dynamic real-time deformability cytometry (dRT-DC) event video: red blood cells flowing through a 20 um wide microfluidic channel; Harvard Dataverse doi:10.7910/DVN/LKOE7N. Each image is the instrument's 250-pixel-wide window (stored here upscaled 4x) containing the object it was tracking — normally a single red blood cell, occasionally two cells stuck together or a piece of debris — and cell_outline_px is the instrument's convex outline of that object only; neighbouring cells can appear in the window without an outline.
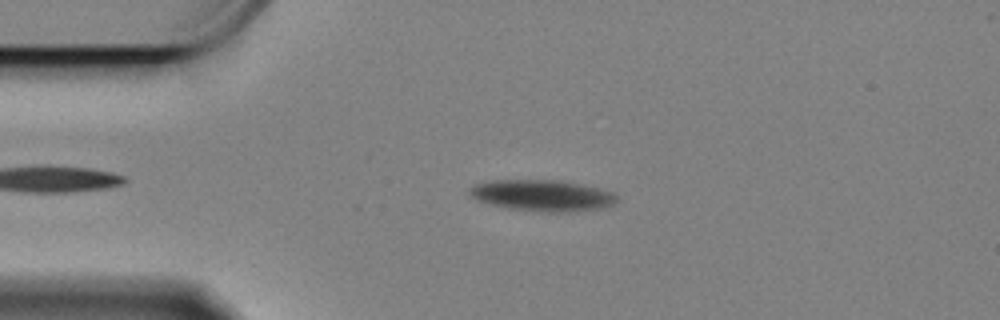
{"species": "Egyptian fruit bat (a non-hibernating species)", "species_latin": "Rousettus aegyptiacus", "temperature_condition": "cold", "stored_images_in_passage": 57, "camera_frame_rate_fps": 3000, "um_per_image_px": 0.085, "animal": {"sex": "female"}, "frame": {"image": 1, "passage_image": 10, "time_ms": 3.0, "image_size_px": [1000, 320], "cell_outline_px": [[616, 200], [612, 204], [596, 208], [560, 212], [548, 212], [512, 208], [492, 204], [476, 200], [468, 192], [468, 188], [476, 184], [496, 180], [560, 180], [604, 188], [612, 192], [616, 196]], "centroid_in_image_um": [46.09, 16.59], "position_along_channel_um": 38.9, "area_um2": 26.36}}
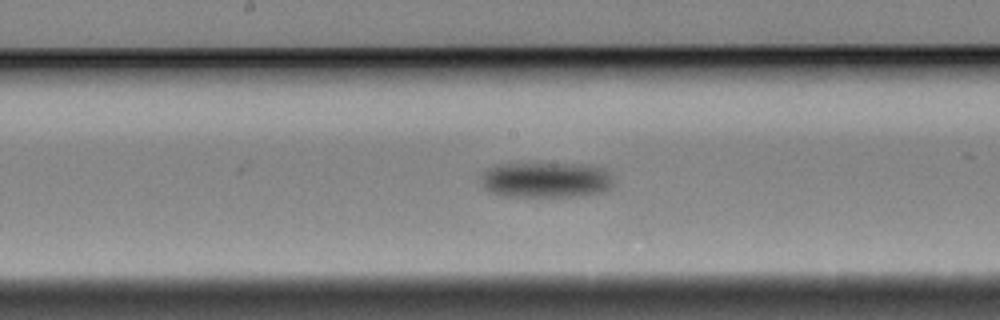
{"frame": {"image": 2, "passage_image": 27, "time_ms": 8.667, "image_size_px": [1000, 320], "cell_outline_px": [[612, 184], [608, 188], [600, 192], [584, 196], [500, 196], [484, 188], [484, 172], [488, 168], [496, 164], [568, 164], [600, 168], [608, 176]], "centroid_in_image_um": [46.33, 15.31], "position_along_channel_um": 201.9, "area_um2": 26.59}}
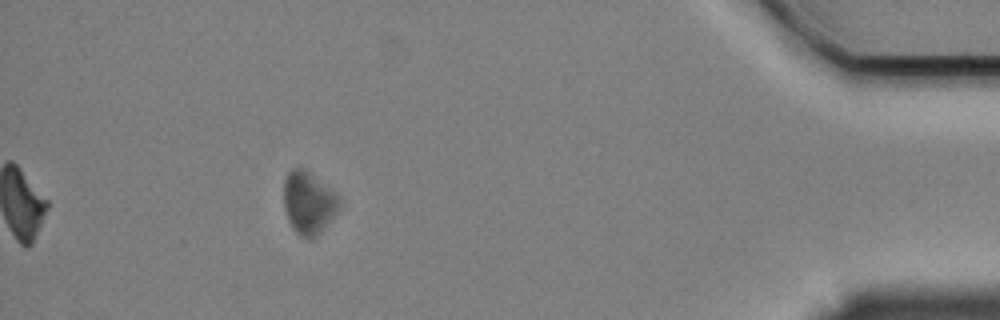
{"frame": {"image": 3, "passage_image": 51, "time_ms": 16.667, "image_size_px": [1000, 320], "cell_outline_px": [[340, 208], [312, 236], [300, 236], [296, 232], [284, 208], [284, 180], [288, 172], [292, 168], [300, 168], [336, 192], [340, 196]], "centroid_in_image_um": [26.21, 17.17], "position_along_channel_um": 409.0, "area_um2": 19.07}, "authors_computed_cell_mechanics": {"area_um2": 25.3742, "velocity_mm_per_s": 3.2886, "shape_relaxation_time_tau1_ms": 1.5067, "shape_relaxation_time_tau2_ms": null, "deformation_change_tau1": 0.0584, "deformation_change_tau2": null}}